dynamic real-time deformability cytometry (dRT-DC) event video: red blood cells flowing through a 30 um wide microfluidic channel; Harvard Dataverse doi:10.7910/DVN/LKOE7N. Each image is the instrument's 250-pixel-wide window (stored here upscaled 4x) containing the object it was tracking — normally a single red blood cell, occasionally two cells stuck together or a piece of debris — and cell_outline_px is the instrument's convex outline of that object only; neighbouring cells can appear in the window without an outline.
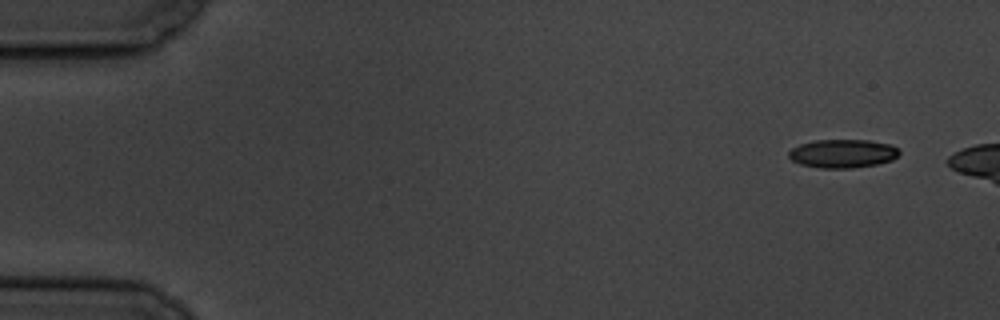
{"species": "common noctule bat (a hibernating species)", "species_latin": "Nyctalus noctula", "temperature_condition": "cold", "stored_images_in_passage": 6, "camera_frame_rate_fps": 3000, "um_per_image_px": 0.085, "animal": {"sex": "male", "body_mass_g": 19.5, "forearm_length_mm": 54.6}, "frame": {"image": 1, "passage_image": 1, "time_ms": 0.0, "image_size_px": [1000, 320], "cell_outline_px": [[900, 152], [892, 160], [876, 164], [852, 168], [820, 168], [800, 164], [792, 160], [788, 156], [788, 152], [792, 148], [800, 144], [816, 140], [868, 140], [892, 144]], "centroid_in_image_um": [71.62, 13.05], "position_along_channel_um": 13.4, "area_um2": 18.32}}